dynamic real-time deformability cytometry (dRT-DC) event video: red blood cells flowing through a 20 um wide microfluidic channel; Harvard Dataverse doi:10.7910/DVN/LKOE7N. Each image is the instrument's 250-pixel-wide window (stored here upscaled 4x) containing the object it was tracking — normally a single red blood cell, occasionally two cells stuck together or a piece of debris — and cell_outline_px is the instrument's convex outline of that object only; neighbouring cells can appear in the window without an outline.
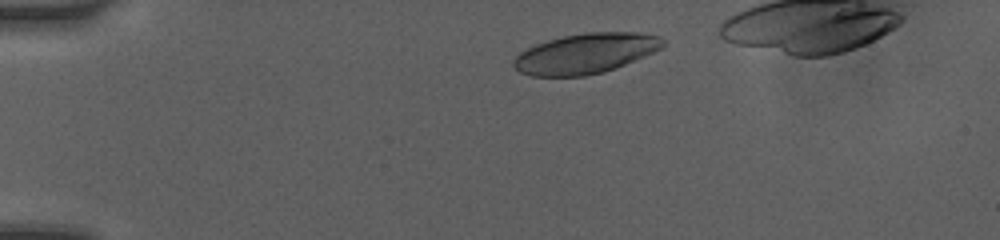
{"species": "human", "species_latin": "Homo sapiens", "temperature_condition": "room temperature", "stored_images_in_passage": 33, "camera_frame_rate_fps": 3000, "um_per_image_px": 0.085, "donor": {"sex": "female"}, "frame": {"image": 1, "passage_image": 3, "time_ms": 1.333, "image_size_px": [1000, 240], "cell_outline_px": [[664, 44], [660, 48], [644, 56], [616, 68], [604, 72], [584, 76], [532, 76], [520, 72], [512, 64], [512, 60], [520, 52], [536, 44], [548, 40], [564, 36], [584, 32], [640, 32], [660, 36], [664, 40]], "centroid_in_image_um": [49.76, 4.54], "position_along_channel_um": 35.2, "area_um2": 34.85}}
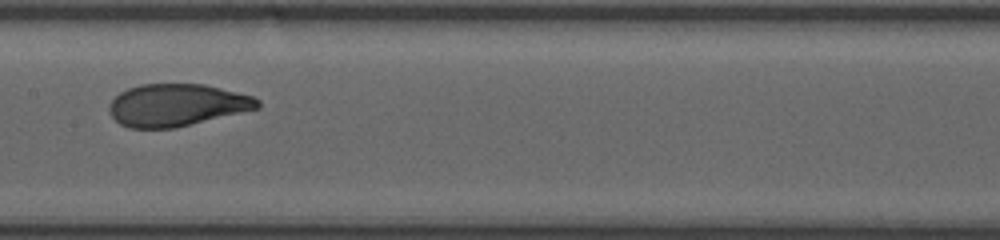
{"frame": {"image": 2, "passage_image": 17, "time_ms": 6.667, "image_size_px": [1000, 240], "cell_outline_px": [[260, 108], [176, 128], [128, 128], [120, 124], [108, 112], [108, 104], [120, 92], [128, 88], [140, 84], [204, 84], [252, 96], [260, 100]], "centroid_in_image_um": [15.01, 8.94], "position_along_channel_um": 192.4, "area_um2": 36.65}}
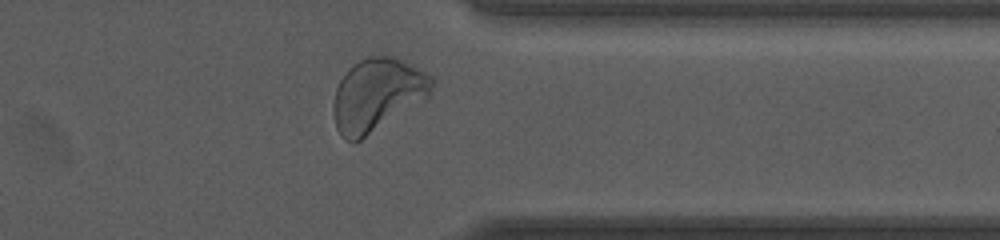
{"frame": {"image": 3, "passage_image": 30, "time_ms": 11.333, "image_size_px": [1000, 240], "cell_outline_px": [[436, 80], [428, 96], [424, 100], [360, 140], [352, 144], [340, 136], [336, 128], [332, 112], [332, 104], [336, 88], [340, 80], [348, 68], [352, 64], [368, 56], [392, 56], [432, 76]], "centroid_in_image_um": [32.02, 8.07], "position_along_channel_um": 379.4, "area_um2": 41.67}, "authors_computed_cell_mechanics": {"area_um2": 37.1654, "velocity_mm_per_s": 4.074, "shape_relaxation_time_tau1_ms": 2.9621, "shape_relaxation_time_tau2_ms": null, "deformation_change_tau1": 0.1746, "deformation_change_tau2": null}}